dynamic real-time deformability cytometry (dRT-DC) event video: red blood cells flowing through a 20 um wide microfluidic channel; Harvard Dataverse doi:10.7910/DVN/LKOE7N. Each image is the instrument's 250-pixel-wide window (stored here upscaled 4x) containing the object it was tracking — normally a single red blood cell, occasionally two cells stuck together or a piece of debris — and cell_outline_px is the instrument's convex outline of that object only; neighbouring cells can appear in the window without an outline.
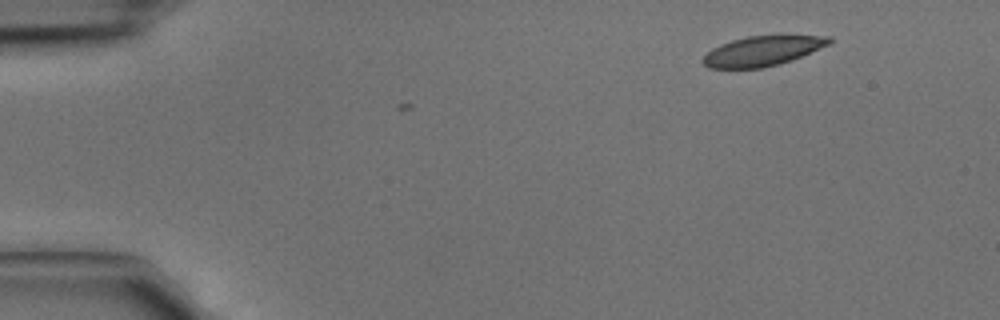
{"species": "common noctule bat (a hibernating species)", "species_latin": "Nyctalus noctula", "temperature_condition": "cold", "stored_images_in_passage": 3, "camera_frame_rate_fps": 3000, "um_per_image_px": 0.085, "animal": {"sex": "male", "body_mass_g": 15.6}, "frame": {"image": 1, "passage_image": 1, "time_ms": 0.0, "image_size_px": [1000, 320], "cell_outline_px": [[832, 44], [792, 60], [780, 64], [760, 68], [708, 68], [700, 60], [712, 48], [720, 44], [732, 40], [748, 36], [832, 36]], "centroid_in_image_um": [64.82, 4.34], "position_along_channel_um": 20.2, "area_um2": 21.96}}